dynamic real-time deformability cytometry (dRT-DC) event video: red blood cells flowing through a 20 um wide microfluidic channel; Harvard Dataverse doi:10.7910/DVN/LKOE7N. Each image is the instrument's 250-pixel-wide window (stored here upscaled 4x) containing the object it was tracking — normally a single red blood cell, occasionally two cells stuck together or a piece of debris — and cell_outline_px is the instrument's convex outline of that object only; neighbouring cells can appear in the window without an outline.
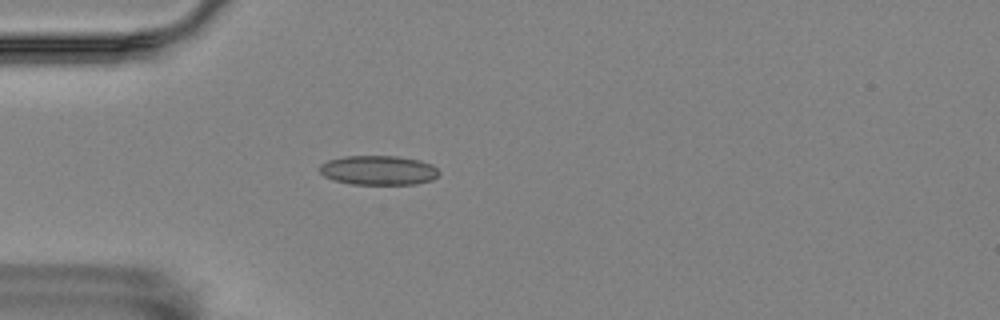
{"species": "Egyptian fruit bat (a non-hibernating species)", "species_latin": "Rousettus aegyptiacus", "temperature_condition": "room temperature", "stored_images_in_passage": 4, "camera_frame_rate_fps": 3000, "um_per_image_px": 0.085, "animal": {"sex": "female"}, "frame": {"image": 1, "passage_image": 4, "time_ms": 1.0, "image_size_px": [1000, 320], "cell_outline_px": [[440, 172], [432, 180], [416, 184], [352, 184], [336, 180], [324, 176], [320, 172], [320, 164], [328, 160], [344, 156], [400, 156], [420, 160], [432, 164]], "centroid_in_image_um": [32.19, 14.46], "position_along_channel_um": 52.8, "area_um2": 20.46}}